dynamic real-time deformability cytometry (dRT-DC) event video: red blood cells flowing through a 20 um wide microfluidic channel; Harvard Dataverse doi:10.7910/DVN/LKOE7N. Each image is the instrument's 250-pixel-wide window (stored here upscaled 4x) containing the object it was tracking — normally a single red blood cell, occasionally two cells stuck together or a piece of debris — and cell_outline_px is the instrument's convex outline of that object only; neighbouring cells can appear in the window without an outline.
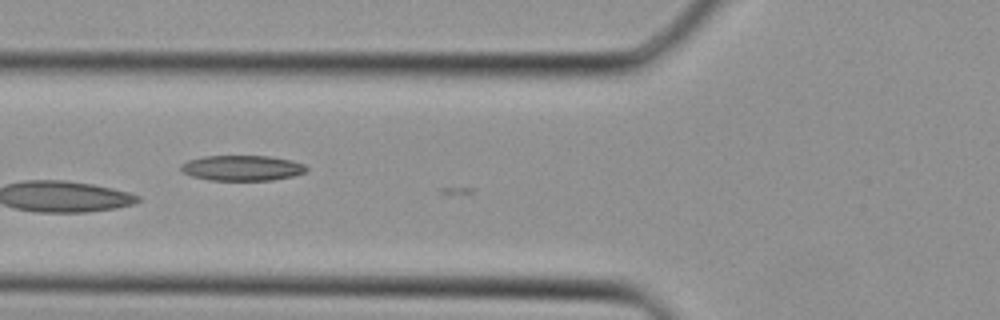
{"species": "Egyptian fruit bat (a non-hibernating species)", "species_latin": "Rousettus aegyptiacus", "temperature_condition": "cold", "stored_images_in_passage": 7, "camera_frame_rate_fps": 3000, "um_per_image_px": 0.085, "animal": {"sex": "female"}, "frame": {"image": 1, "passage_image": 5, "time_ms": 1.333, "image_size_px": [1000, 320], "cell_outline_px": [[308, 168], [304, 172], [292, 176], [272, 180], [208, 180], [192, 176], [184, 172], [180, 168], [180, 164], [188, 160], [204, 156], [268, 156], [292, 160], [304, 164]], "centroid_in_image_um": [20.57, 14.27], "position_along_channel_um": 105.2, "area_um2": 18.5}}